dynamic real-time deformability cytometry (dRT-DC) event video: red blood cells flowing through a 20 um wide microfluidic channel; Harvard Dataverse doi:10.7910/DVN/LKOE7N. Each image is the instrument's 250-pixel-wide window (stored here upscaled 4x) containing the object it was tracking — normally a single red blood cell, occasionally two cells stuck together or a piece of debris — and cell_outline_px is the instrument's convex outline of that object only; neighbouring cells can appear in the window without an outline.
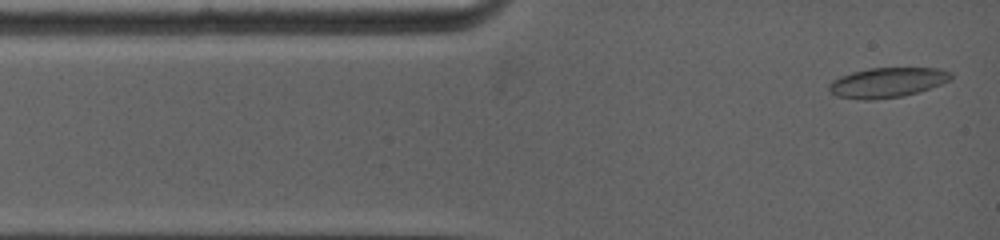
{"species": "common noctule bat (a hibernating species)", "species_latin": "Nyctalus noctula", "temperature_condition": "warm", "stored_images_in_passage": 15, "camera_frame_rate_fps": 5000, "um_per_image_px": 0.085, "animal": {"sex": "female", "body_mass_g": 19.0, "forearm_length_mm": 53.3}, "frame": {"image": 1, "passage_image": 1, "time_ms": 0.0, "image_size_px": [1000, 240], "cell_outline_px": [[952, 76], [948, 80], [940, 84], [904, 96], [872, 100], [864, 100], [836, 96], [828, 92], [828, 84], [832, 80], [840, 76], [852, 72], [868, 68], [940, 68], [952, 72]], "centroid_in_image_um": [75.35, 7.01], "position_along_channel_um": 9.6, "area_um2": 21.27}}
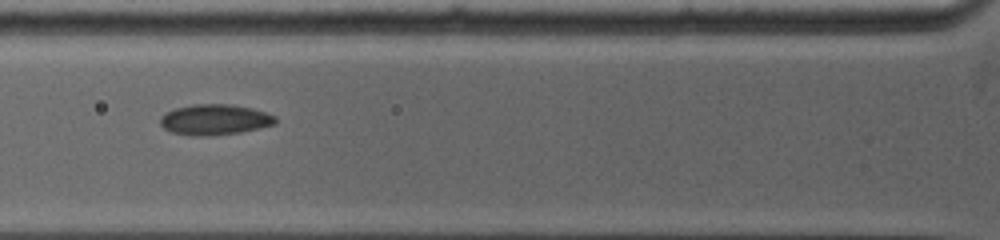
{"frame": {"image": 2, "passage_image": 11, "time_ms": 3.6, "image_size_px": [1000, 240], "cell_outline_px": [[276, 124], [260, 128], [240, 132], [208, 136], [192, 136], [172, 132], [164, 128], [160, 124], [160, 116], [176, 108], [192, 104], [232, 104], [252, 108], [276, 116]], "centroid_in_image_um": [18.26, 10.17], "position_along_channel_um": 107.5, "area_um2": 20.58}}
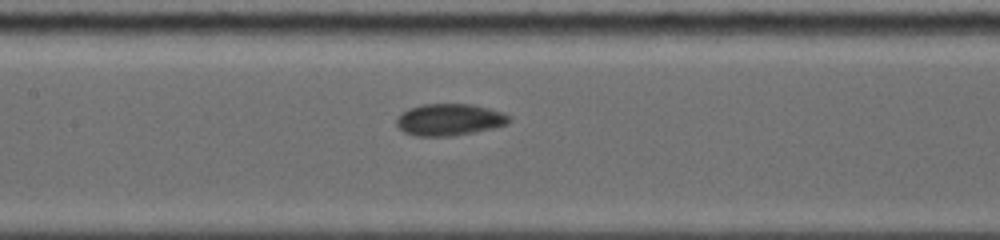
{"frame": {"image": 3, "passage_image": 15, "time_ms": 5.2, "image_size_px": [1000, 240], "cell_outline_px": [[512, 120], [508, 124], [492, 128], [452, 136], [416, 136], [404, 132], [396, 124], [396, 120], [408, 108], [424, 104], [472, 104], [504, 112]], "centroid_in_image_um": [38.22, 10.17], "position_along_channel_um": 169.2, "area_um2": 20.75}}